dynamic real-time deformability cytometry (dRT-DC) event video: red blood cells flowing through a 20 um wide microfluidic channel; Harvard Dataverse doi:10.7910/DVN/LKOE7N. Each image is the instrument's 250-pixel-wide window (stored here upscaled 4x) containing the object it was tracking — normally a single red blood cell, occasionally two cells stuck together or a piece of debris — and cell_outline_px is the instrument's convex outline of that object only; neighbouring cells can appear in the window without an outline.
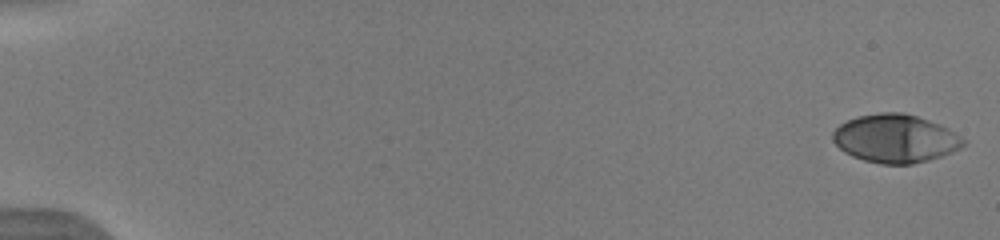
{"species": "human", "species_latin": "Homo sapiens", "temperature_condition": "warm", "stored_images_in_passage": 52, "camera_frame_rate_fps": 3000, "um_per_image_px": 0.085, "donor": {"sex": "male"}, "frame": {"image": 1, "passage_image": 1, "time_ms": 0.0, "image_size_px": [1000, 240], "cell_outline_px": [[964, 144], [960, 148], [952, 152], [928, 160], [912, 164], [880, 164], [864, 160], [852, 156], [844, 152], [832, 140], [832, 132], [840, 124], [856, 116], [880, 112], [904, 112], [928, 120], [948, 128], [960, 136], [964, 140]], "centroid_in_image_um": [76.07, 11.77], "position_along_channel_um": 8.9, "area_um2": 36.65}}
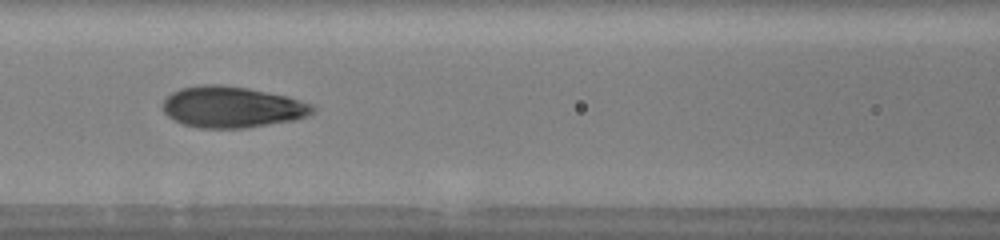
{"frame": {"image": 2, "passage_image": 25, "time_ms": 8.0, "image_size_px": [1000, 240], "cell_outline_px": [[316, 112], [308, 116], [296, 120], [244, 128], [200, 128], [180, 124], [172, 120], [164, 112], [160, 104], [172, 92], [180, 88], [200, 84], [220, 84], [248, 88], [288, 96], [312, 104], [316, 108]], "centroid_in_image_um": [19.71, 9.1], "position_along_channel_um": 146.9, "area_um2": 36.53}}
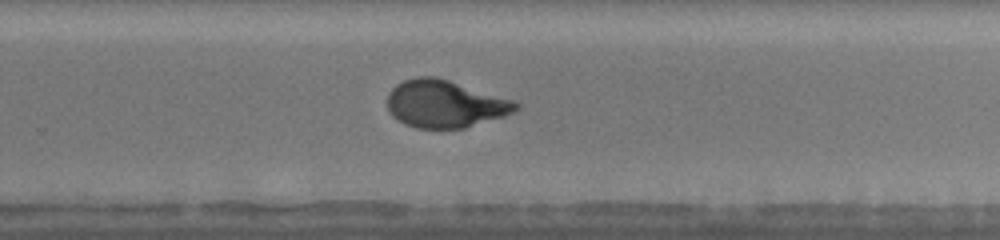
{"frame": {"image": 3, "passage_image": 36, "time_ms": 11.667, "image_size_px": [1000, 240], "cell_outline_px": [[520, 108], [504, 116], [464, 128], [416, 128], [404, 124], [396, 120], [388, 112], [388, 92], [396, 84], [404, 80], [416, 76], [432, 76], [448, 80], [516, 100], [520, 104]], "centroid_in_image_um": [37.82, 8.83], "position_along_channel_um": 292.0, "area_um2": 35.72}, "authors_computed_cell_mechanics": {"area_um2": 35.8649, "velocity_mm_per_s": 3.9698, "shape_relaxation_time_tau1_ms": 5.8746, "shape_relaxation_time_tau2_ms": 0.8895, "deformation_change_tau1": 0.2425, "deformation_change_tau2": 0.069}}